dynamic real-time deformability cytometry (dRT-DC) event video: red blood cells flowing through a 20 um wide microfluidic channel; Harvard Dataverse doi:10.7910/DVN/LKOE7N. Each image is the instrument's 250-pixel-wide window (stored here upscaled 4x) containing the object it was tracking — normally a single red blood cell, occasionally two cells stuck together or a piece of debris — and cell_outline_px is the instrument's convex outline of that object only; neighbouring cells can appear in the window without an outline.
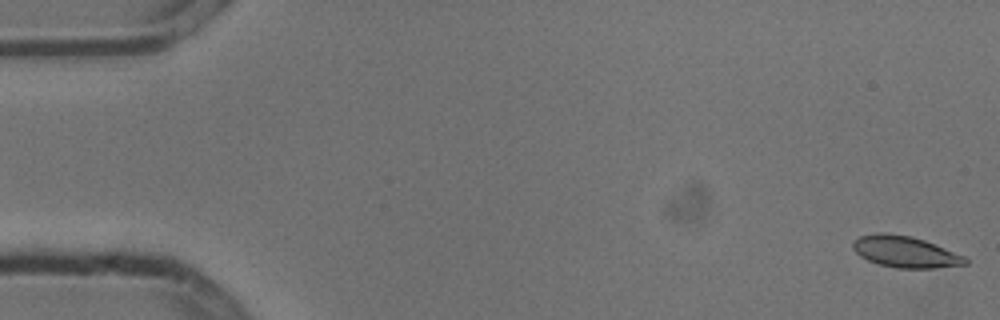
{"species": "common noctule bat (a hibernating species)", "species_latin": "Nyctalus noctula", "temperature_condition": "cold", "stored_images_in_passage": 7, "camera_frame_rate_fps": 3000, "um_per_image_px": 0.085, "animal": {"sex": "male", "body_mass_g": 13.3}, "frame": {"image": 1, "passage_image": 1, "time_ms": 0.0, "image_size_px": [1000, 320], "cell_outline_px": [[968, 264], [936, 268], [896, 268], [880, 264], [868, 260], [860, 256], [852, 248], [852, 240], [860, 236], [876, 232], [888, 232], [912, 236], [936, 244], [964, 256], [968, 260]], "centroid_in_image_um": [76.92, 21.39], "position_along_channel_um": 8.1, "area_um2": 20.75}}
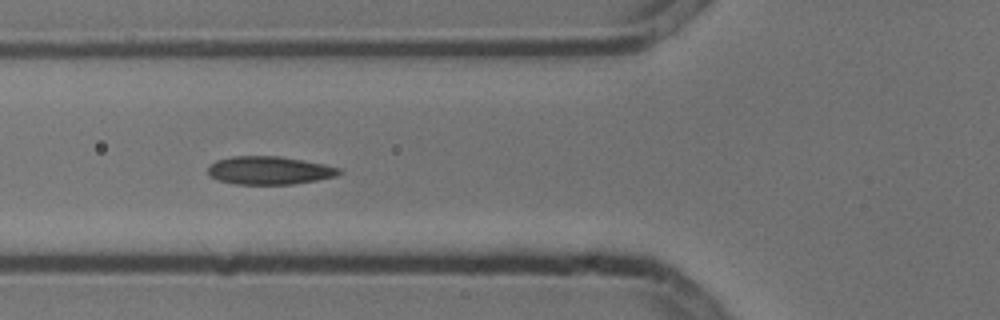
{"frame": {"image": 2, "passage_image": 6, "time_ms": 1.667, "image_size_px": [1000, 320], "cell_outline_px": [[344, 172], [336, 176], [316, 180], [292, 184], [236, 184], [220, 180], [208, 176], [208, 168], [216, 160], [232, 156], [276, 156], [324, 164], [340, 168]], "centroid_in_image_um": [22.89, 14.48], "position_along_channel_um": 102.9, "area_um2": 21.33}}
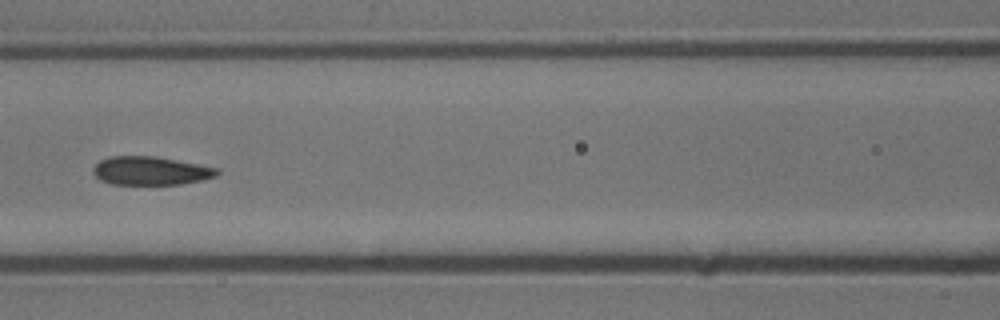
{"frame": {"image": 3, "passage_image": 7, "time_ms": 2.0, "image_size_px": [1000, 320], "cell_outline_px": [[220, 172], [216, 176], [204, 180], [180, 184], [112, 184], [100, 180], [92, 172], [92, 168], [100, 160], [112, 156], [156, 156], [220, 168]], "centroid_in_image_um": [12.83, 14.51], "position_along_channel_um": 153.8, "area_um2": 20.69}}